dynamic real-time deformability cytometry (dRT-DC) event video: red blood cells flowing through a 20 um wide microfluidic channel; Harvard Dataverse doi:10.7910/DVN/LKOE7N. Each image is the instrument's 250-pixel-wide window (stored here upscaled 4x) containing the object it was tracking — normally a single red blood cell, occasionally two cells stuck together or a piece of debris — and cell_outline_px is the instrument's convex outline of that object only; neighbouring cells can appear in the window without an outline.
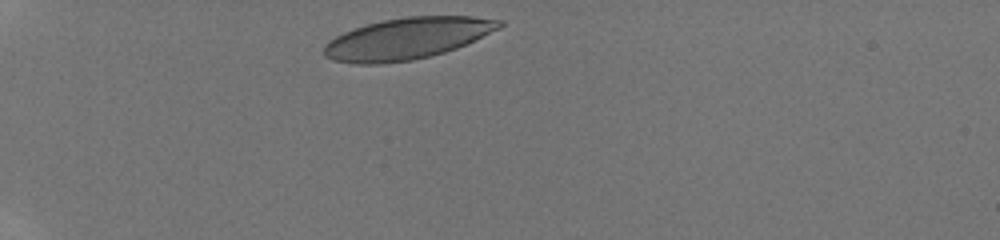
{"species": "human", "species_latin": "Homo sapiens", "temperature_condition": "room temperature", "stored_images_in_passage": 31, "camera_frame_rate_fps": 3000, "um_per_image_px": 0.085, "donor": {"sex": "male"}, "frame": {"image": 1, "passage_image": 1, "time_ms": 0.0, "image_size_px": [1000, 240], "cell_outline_px": [[504, 24], [500, 28], [456, 48], [444, 52], [412, 60], [380, 64], [356, 64], [332, 60], [324, 56], [324, 44], [328, 40], [344, 32], [368, 24], [384, 20], [408, 16], [472, 16], [504, 20]], "centroid_in_image_um": [34.6, 3.27], "position_along_channel_um": 50.4, "area_um2": 42.19}}
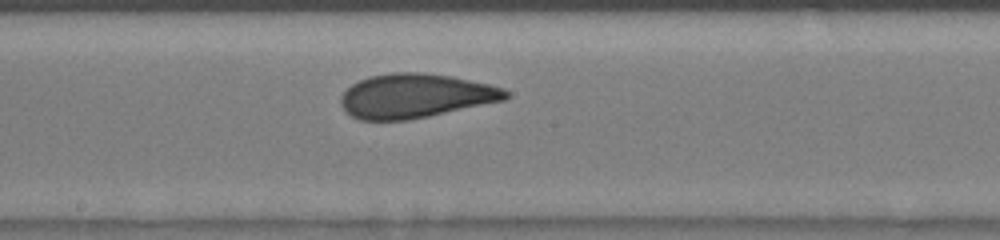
{"frame": {"image": 2, "passage_image": 16, "time_ms": 5.0, "image_size_px": [1000, 240], "cell_outline_px": [[512, 96], [504, 100], [428, 116], [408, 120], [360, 120], [352, 116], [340, 104], [340, 96], [352, 84], [368, 76], [392, 72], [420, 72], [452, 76], [488, 84], [504, 88]], "centroid_in_image_um": [35.3, 8.14], "position_along_channel_um": 212.9, "area_um2": 42.37}}
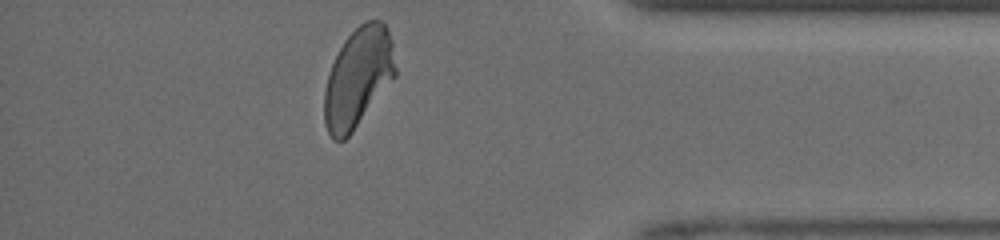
{"frame": {"image": 3, "passage_image": 31, "time_ms": 10.0, "image_size_px": [1000, 240], "cell_outline_px": [[396, 76], [352, 132], [344, 140], [332, 140], [328, 132], [324, 120], [324, 92], [328, 76], [332, 64], [344, 40], [364, 20], [384, 20], [388, 28], [392, 40], [396, 68]], "centroid_in_image_um": [30.45, 6.57], "position_along_channel_um": 404.7, "area_um2": 41.21}, "authors_computed_cell_mechanics": {"area_um2": 42.3674, "velocity_mm_per_s": 4.1896, "shape_relaxation_time_tau1_ms": 5.7196, "shape_relaxation_time_tau2_ms": 0.7393, "deformation_change_tau1": 0.1918, "deformation_change_tau2": 0.0563}}